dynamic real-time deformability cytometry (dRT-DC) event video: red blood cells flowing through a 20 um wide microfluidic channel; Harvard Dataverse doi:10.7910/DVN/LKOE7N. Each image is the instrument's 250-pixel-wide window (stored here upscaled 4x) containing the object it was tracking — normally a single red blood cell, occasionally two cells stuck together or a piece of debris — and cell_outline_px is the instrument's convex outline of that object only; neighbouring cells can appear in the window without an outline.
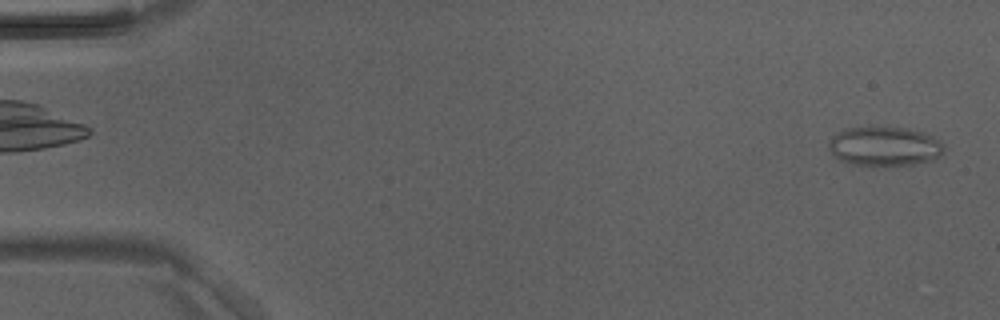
{"species": "Egyptian fruit bat (a non-hibernating species)", "species_latin": "Rousettus aegyptiacus", "temperature_condition": "room temperature", "stored_images_in_passage": 3, "camera_frame_rate_fps": 3000, "um_per_image_px": 0.085, "animal": {"sex": "male"}, "frame": {"image": 1, "passage_image": 3, "time_ms": 0.667, "image_size_px": [1000, 320], "cell_outline_px": [[944, 152], [936, 160], [912, 164], [852, 164], [840, 160], [828, 148], [828, 140], [836, 132], [844, 128], [872, 124], [908, 128], [924, 132], [940, 140], [944, 144]], "centroid_in_image_um": [75.18, 12.36], "position_along_channel_um": 9.8, "area_um2": 27.11}}